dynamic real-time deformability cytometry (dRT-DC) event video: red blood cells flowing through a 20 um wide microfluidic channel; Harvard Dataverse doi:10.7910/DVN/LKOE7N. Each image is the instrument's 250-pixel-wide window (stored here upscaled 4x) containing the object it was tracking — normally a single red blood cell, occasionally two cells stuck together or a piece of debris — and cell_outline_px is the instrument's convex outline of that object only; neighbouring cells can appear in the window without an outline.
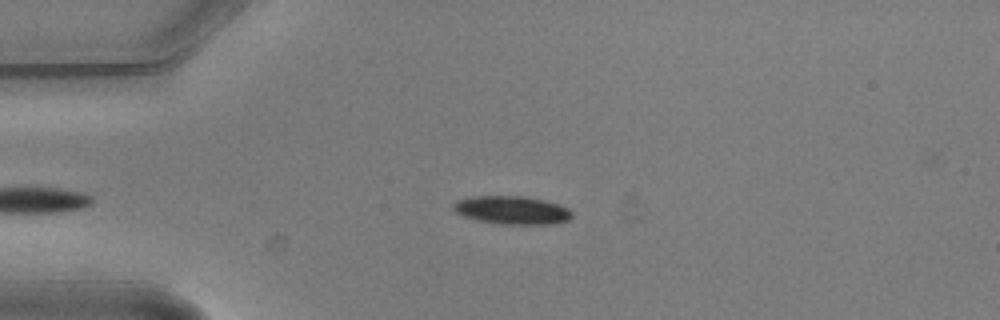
{"species": "common noctule bat (a hibernating species)", "species_latin": "Nyctalus noctula", "temperature_condition": "warm", "stored_images_in_passage": 2, "camera_frame_rate_fps": 3000, "um_per_image_px": 0.085, "animal": {"sex": "male", "body_mass_g": 20.5, "forearm_length_mm": 52.5}, "frame": {"image": 1, "passage_image": 1, "time_ms": 0.0, "image_size_px": [1000, 320], "cell_outline_px": [[572, 216], [568, 220], [552, 224], [500, 224], [476, 220], [464, 216], [456, 212], [452, 208], [452, 204], [456, 200], [468, 196], [524, 196], [544, 200], [560, 204], [568, 208], [572, 212]], "centroid_in_image_um": [43.49, 17.85], "position_along_channel_um": 41.5, "area_um2": 19.71}}